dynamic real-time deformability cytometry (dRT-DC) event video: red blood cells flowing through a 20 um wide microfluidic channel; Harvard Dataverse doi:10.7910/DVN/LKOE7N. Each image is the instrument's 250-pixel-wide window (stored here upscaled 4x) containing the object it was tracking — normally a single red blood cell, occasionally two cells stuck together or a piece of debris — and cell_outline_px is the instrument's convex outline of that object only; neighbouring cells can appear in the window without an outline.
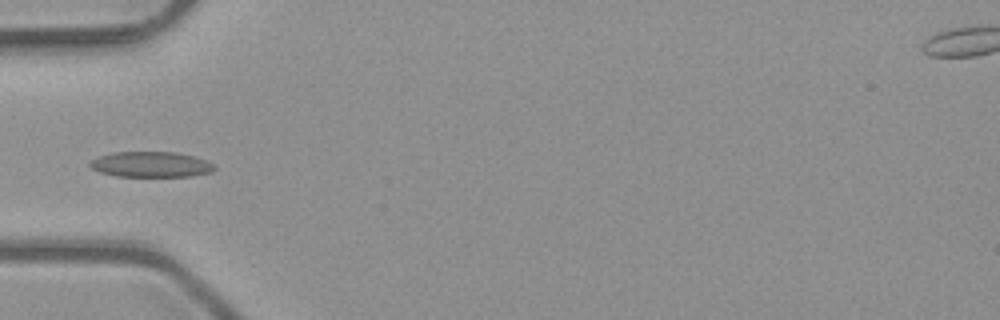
{"species": "common noctule bat (a hibernating species)", "species_latin": "Nyctalus noctula", "temperature_condition": "room temperature", "stored_images_in_passage": 5, "camera_frame_rate_fps": 3000, "um_per_image_px": 0.085, "animal": {"sex": "male", "body_mass_g": 23.1, "forearm_length_mm": 52.7}, "frame": {"image": 1, "passage_image": 4, "time_ms": 1.0, "image_size_px": [1000, 320], "cell_outline_px": [[216, 168], [212, 172], [192, 176], [116, 176], [100, 172], [92, 168], [88, 164], [92, 160], [100, 156], [112, 152], [176, 152], [196, 156], [208, 160], [216, 164]], "centroid_in_image_um": [12.9, 13.97], "position_along_channel_um": 72.1, "area_um2": 18.67}}
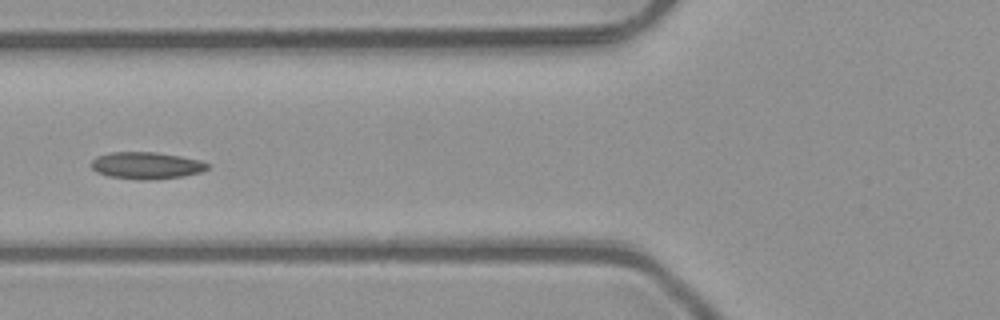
{"frame": {"image": 2, "passage_image": 5, "time_ms": 1.333, "image_size_px": [1000, 320], "cell_outline_px": [[208, 168], [200, 172], [184, 176], [148, 180], [136, 180], [108, 176], [96, 172], [92, 168], [92, 160], [96, 156], [112, 152], [156, 152], [180, 156], [200, 160], [208, 164]], "centroid_in_image_um": [12.42, 14.07], "position_along_channel_um": 113.4, "area_um2": 18.26}}